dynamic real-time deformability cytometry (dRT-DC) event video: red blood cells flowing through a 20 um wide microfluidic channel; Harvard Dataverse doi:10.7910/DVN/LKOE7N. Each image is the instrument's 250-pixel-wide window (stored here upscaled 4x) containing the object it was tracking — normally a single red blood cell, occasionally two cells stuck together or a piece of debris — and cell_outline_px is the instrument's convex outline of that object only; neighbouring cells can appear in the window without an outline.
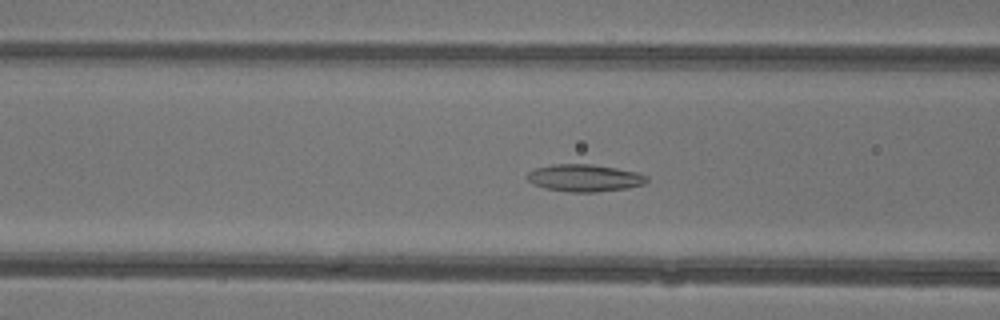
{"species": "common noctule bat (a hibernating species)", "species_latin": "Nyctalus noctula", "temperature_condition": "warm", "stored_images_in_passage": 38, "camera_frame_rate_fps": 3000, "um_per_image_px": 0.085, "animal": {"sex": "female"}, "frame": {"image": 1, "passage_image": 10, "time_ms": 3.0, "image_size_px": [1000, 320], "cell_outline_px": [[648, 180], [644, 184], [628, 188], [596, 192], [568, 192], [544, 188], [532, 184], [524, 176], [528, 172], [536, 168], [552, 164], [592, 164], [616, 168], [636, 172], [648, 176]], "centroid_in_image_um": [49.65, 15.13], "position_along_channel_um": 116.9, "area_um2": 19.13}}
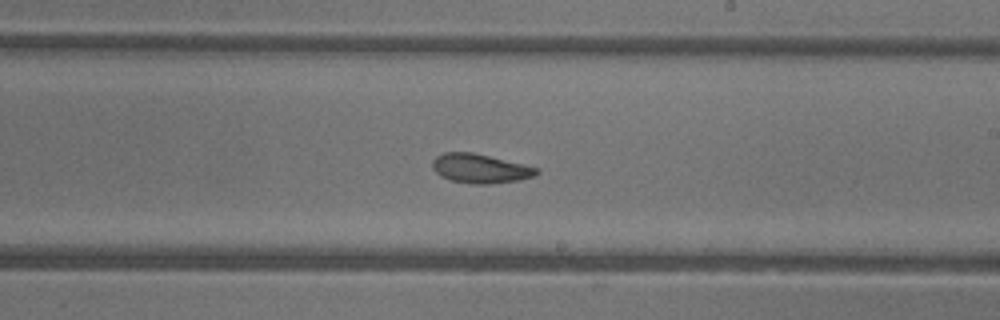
{"frame": {"image": 2, "passage_image": 19, "time_ms": 6.0, "image_size_px": [1000, 320], "cell_outline_px": [[540, 172], [532, 176], [520, 180], [488, 184], [472, 184], [452, 180], [440, 176], [432, 168], [432, 160], [436, 156], [444, 152], [472, 152], [524, 164], [540, 168]], "centroid_in_image_um": [40.81, 14.32], "position_along_channel_um": 248.2, "area_um2": 17.74}}
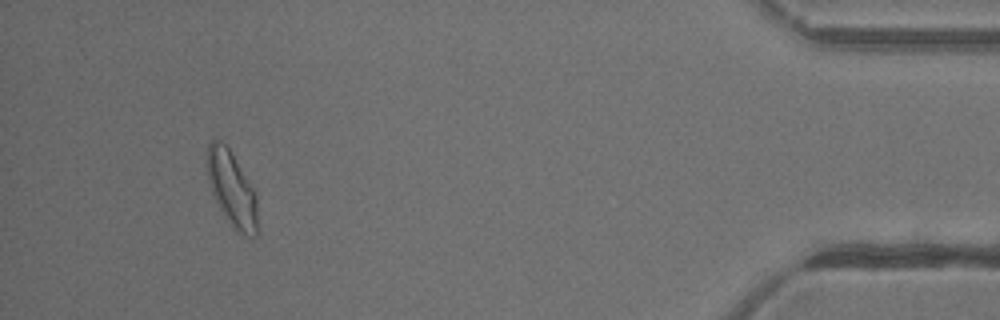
{"frame": {"image": 3, "passage_image": 35, "time_ms": 11.333, "image_size_px": [1000, 320], "cell_outline_px": [[256, 236], [244, 236], [232, 228], [224, 216], [212, 192], [208, 180], [208, 144], [212, 140], [220, 140], [228, 148], [256, 192]], "centroid_in_image_um": [19.71, 16.09], "position_along_channel_um": 415.5, "area_um2": 21.56}, "authors_computed_cell_mechanics": {"area_um2": 18.8717, "velocity_mm_per_s": 4.3702, "shape_relaxation_time_tau1_ms": null, "shape_relaxation_time_tau2_ms": 2.4443, "deformation_change_tau1": null, "deformation_change_tau2": 0.0951}}